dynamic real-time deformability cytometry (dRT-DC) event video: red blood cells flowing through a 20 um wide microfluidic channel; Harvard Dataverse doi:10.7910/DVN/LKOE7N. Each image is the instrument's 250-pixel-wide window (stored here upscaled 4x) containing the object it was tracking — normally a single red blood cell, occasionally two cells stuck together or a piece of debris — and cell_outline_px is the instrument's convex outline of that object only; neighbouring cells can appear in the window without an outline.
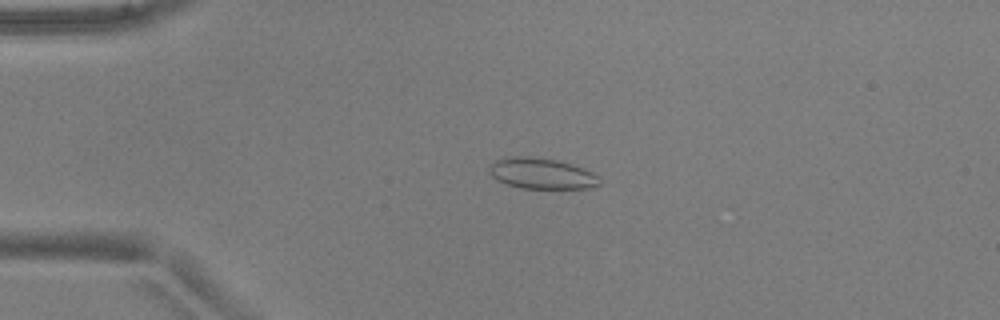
{"species": "common noctule bat (a hibernating species)", "species_latin": "Nyctalus noctula", "temperature_condition": "warm", "stored_images_in_passage": 51, "camera_frame_rate_fps": 3000, "um_per_image_px": 0.085, "animal": {"sex": "male", "body_mass_g": 17.9, "forearm_length_mm": 54.2}, "frame": {"image": 1, "passage_image": 12, "time_ms": 3.667, "image_size_px": [1000, 320], "cell_outline_px": [[600, 184], [588, 188], [520, 188], [508, 184], [492, 176], [488, 172], [488, 168], [496, 160], [508, 156], [528, 156], [556, 160], [572, 164], [584, 168], [592, 172], [600, 180]], "centroid_in_image_um": [46.03, 14.74], "position_along_channel_um": 39.0, "area_um2": 19.65}}
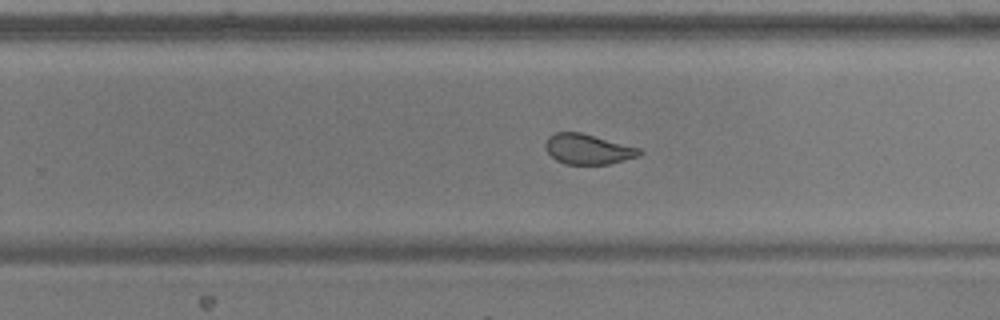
{"frame": {"image": 2, "passage_image": 33, "time_ms": 10.667, "image_size_px": [1000, 320], "cell_outline_px": [[644, 152], [640, 156], [608, 164], [564, 164], [556, 160], [548, 152], [544, 144], [548, 136], [556, 132], [580, 132], [640, 148]], "centroid_in_image_um": [49.98, 12.68], "position_along_channel_um": 279.8, "area_um2": 16.53}}
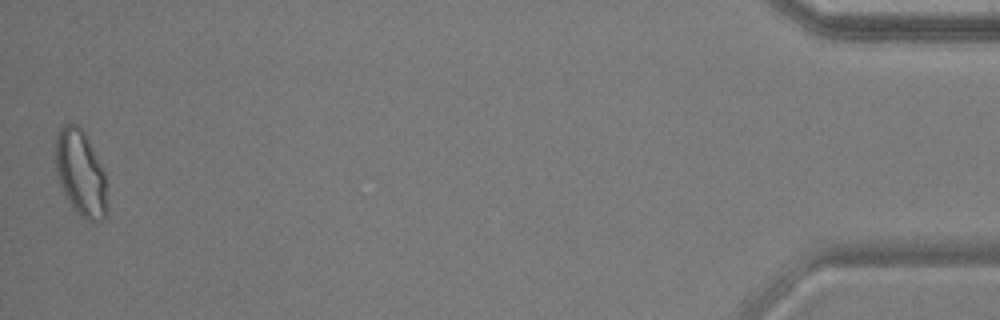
{"frame": {"image": 3, "passage_image": 51, "time_ms": 16.667, "image_size_px": [1000, 320], "cell_outline_px": [[104, 220], [88, 220], [80, 216], [76, 212], [68, 200], [60, 184], [56, 168], [56, 132], [64, 124], [80, 124], [104, 172]], "centroid_in_image_um": [6.8, 14.66], "position_along_channel_um": 428.4, "area_um2": 24.91}, "authors_computed_cell_mechanics": {"area_um2": 19.8254, "velocity_mm_per_s": 3.9181, "shape_relaxation_time_tau1_ms": null, "shape_relaxation_time_tau2_ms": 0.6765, "deformation_change_tau1": null, "deformation_change_tau2": 0.0458}}